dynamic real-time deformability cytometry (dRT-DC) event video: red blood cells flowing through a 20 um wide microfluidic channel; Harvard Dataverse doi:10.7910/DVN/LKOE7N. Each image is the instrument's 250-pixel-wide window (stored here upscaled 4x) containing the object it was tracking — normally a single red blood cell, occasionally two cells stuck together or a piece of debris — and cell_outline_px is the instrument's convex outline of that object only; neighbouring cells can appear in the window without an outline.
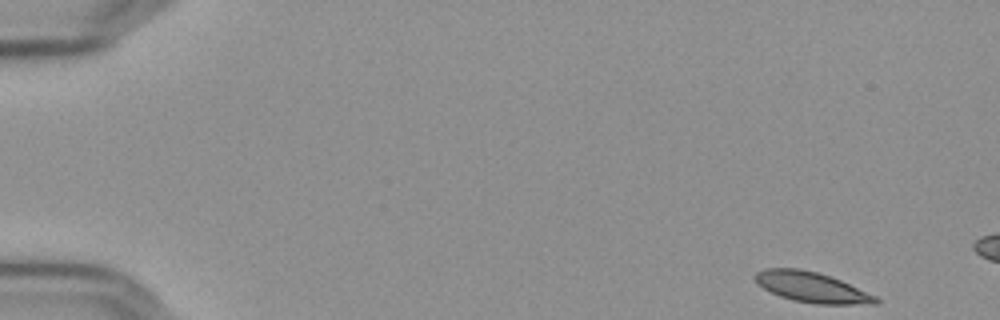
{"species": "Egyptian fruit bat (a non-hibernating species)", "species_latin": "Rousettus aegyptiacus", "temperature_condition": "cold", "stored_images_in_passage": 11, "camera_frame_rate_fps": 3000, "um_per_image_px": 0.085, "frame": {"image": 1, "passage_image": 1, "time_ms": 0.0, "image_size_px": [1000, 320], "cell_outline_px": [[880, 300], [876, 304], [816, 304], [792, 300], [780, 296], [764, 288], [752, 276], [756, 272], [764, 268], [800, 268], [816, 272], [840, 280], [876, 296]], "centroid_in_image_um": [68.98, 24.41], "position_along_channel_um": 16.0, "area_um2": 21.1}}